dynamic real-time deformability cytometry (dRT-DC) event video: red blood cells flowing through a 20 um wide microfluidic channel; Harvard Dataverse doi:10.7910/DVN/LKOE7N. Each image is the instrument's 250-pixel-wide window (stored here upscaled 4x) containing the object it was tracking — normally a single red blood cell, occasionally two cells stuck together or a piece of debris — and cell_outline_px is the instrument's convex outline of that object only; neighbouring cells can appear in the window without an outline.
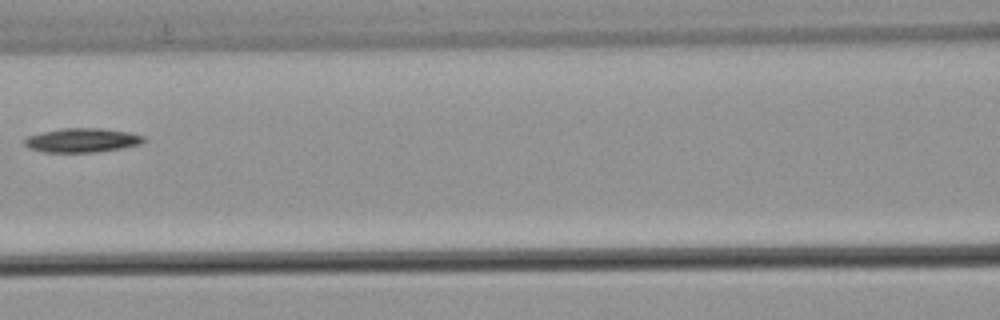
{"species": "common noctule bat (a hibernating species)", "species_latin": "Nyctalus noctula", "temperature_condition": "warm", "stored_images_in_passage": 4, "camera_frame_rate_fps": 3000, "um_per_image_px": 0.085, "animal": {"sex": "male", "body_mass_g": 21.5, "forearm_length_mm": 52.0}, "frame": {"image": 1, "passage_image": 4, "time_ms": 1.0, "image_size_px": [1000, 320], "cell_outline_px": [[148, 140], [140, 144], [124, 148], [96, 152], [44, 152], [28, 148], [24, 144], [24, 140], [28, 136], [60, 128], [100, 128], [128, 132], [144, 136]], "centroid_in_image_um": [7.01, 11.92], "position_along_channel_um": 159.6, "area_um2": 16.82}}